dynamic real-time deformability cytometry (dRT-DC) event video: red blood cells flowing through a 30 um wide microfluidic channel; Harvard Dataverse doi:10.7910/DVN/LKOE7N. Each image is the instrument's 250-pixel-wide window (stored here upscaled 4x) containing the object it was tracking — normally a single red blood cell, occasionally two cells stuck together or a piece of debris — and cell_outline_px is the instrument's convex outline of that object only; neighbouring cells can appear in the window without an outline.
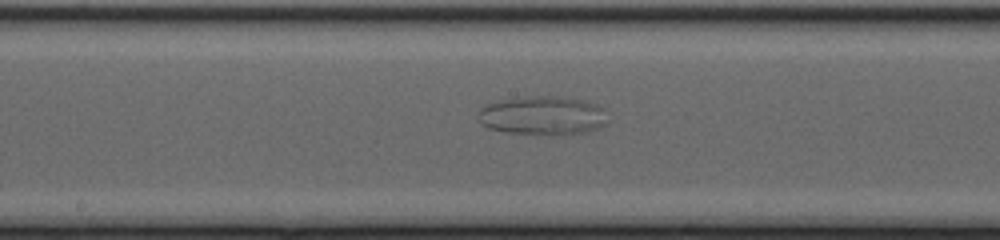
{"species": "common noctule bat (a hibernating species)", "species_latin": "Nyctalus noctula", "temperature_condition": "cold", "stored_images_in_passage": 56, "camera_frame_rate_fps": 3000, "um_per_image_px": 0.085, "animal": {"sex": "female", "body_mass_g": 20.0, "forearm_length_mm": 54.0}, "frame": {"image": 1, "passage_image": 33, "time_ms": 10.667, "image_size_px": [1000, 240], "cell_outline_px": [[604, 124], [588, 132], [560, 136], [552, 136], [508, 132], [488, 128], [480, 120], [480, 108], [488, 104], [512, 96], [560, 96], [588, 100], [604, 108]], "centroid_in_image_um": [46.14, 9.82], "position_along_channel_um": 202.1, "area_um2": 29.71}}
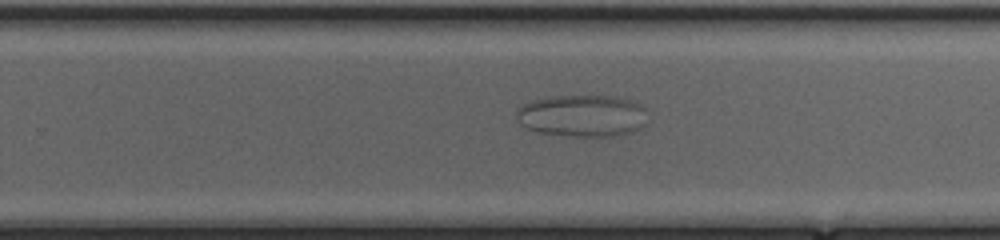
{"frame": {"image": 2, "passage_image": 39, "time_ms": 12.667, "image_size_px": [1000, 240], "cell_outline_px": [[644, 124], [640, 128], [632, 132], [620, 136], [568, 136], [540, 132], [528, 128], [520, 124], [516, 116], [520, 108], [524, 104], [532, 100], [544, 96], [608, 96], [628, 100], [640, 104], [644, 108]], "centroid_in_image_um": [49.47, 9.84], "position_along_channel_um": 280.3, "area_um2": 31.85}}